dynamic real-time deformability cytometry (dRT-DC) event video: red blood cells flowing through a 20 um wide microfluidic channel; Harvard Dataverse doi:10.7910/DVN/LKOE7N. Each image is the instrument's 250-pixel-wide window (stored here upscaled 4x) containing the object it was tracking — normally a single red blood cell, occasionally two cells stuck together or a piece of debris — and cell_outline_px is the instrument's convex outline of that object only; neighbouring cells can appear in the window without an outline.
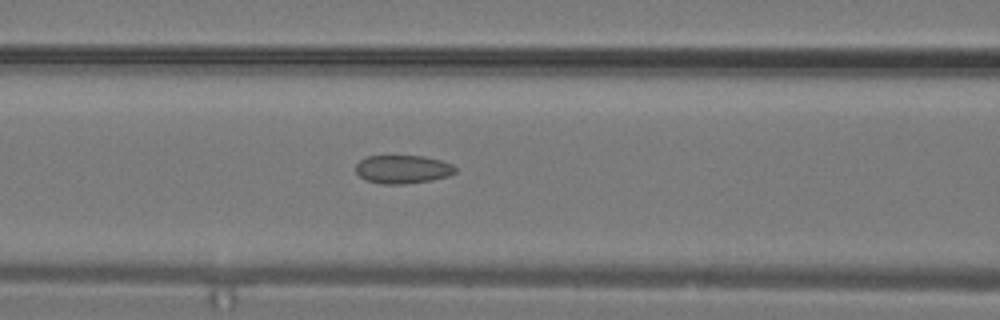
{"species": "common noctule bat (a hibernating species)", "species_latin": "Nyctalus noctula", "temperature_condition": "warm", "stored_images_in_passage": 14, "camera_frame_rate_fps": 3000, "um_per_image_px": 0.085, "animal": {"sex": "male", "body_mass_g": 19.2, "forearm_length_mm": 51.8}, "frame": {"image": 1, "passage_image": 12, "time_ms": 3.667, "image_size_px": [1000, 320], "cell_outline_px": [[456, 172], [448, 176], [432, 180], [404, 184], [380, 184], [364, 180], [356, 172], [356, 164], [360, 160], [368, 156], [424, 156], [440, 160], [452, 164], [456, 168]], "centroid_in_image_um": [34.22, 14.39], "position_along_channel_um": 132.4, "area_um2": 16.53}}
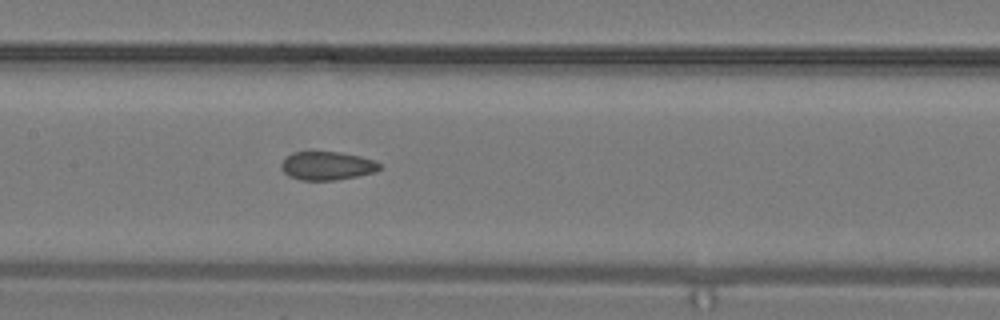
{"frame": {"image": 2, "passage_image": 14, "time_ms": 4.333, "image_size_px": [1000, 320], "cell_outline_px": [[380, 168], [376, 172], [336, 180], [300, 180], [288, 176], [284, 172], [280, 164], [292, 152], [340, 152], [360, 156], [372, 160], [380, 164]], "centroid_in_image_um": [27.79, 14.1], "position_along_channel_um": 179.6, "area_um2": 16.18}}